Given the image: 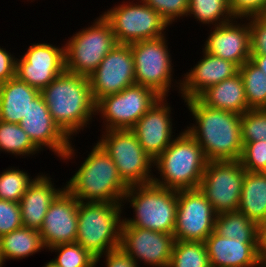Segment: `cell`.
Listing matches in <instances>:
<instances>
[{
  "instance_id": "obj_1",
  "label": "cell",
  "mask_w": 266,
  "mask_h": 267,
  "mask_svg": "<svg viewBox=\"0 0 266 267\" xmlns=\"http://www.w3.org/2000/svg\"><path fill=\"white\" fill-rule=\"evenodd\" d=\"M184 105L194 122L184 129L202 147L208 161L240 160V114L206 106L198 98L184 100Z\"/></svg>"
},
{
  "instance_id": "obj_2",
  "label": "cell",
  "mask_w": 266,
  "mask_h": 267,
  "mask_svg": "<svg viewBox=\"0 0 266 267\" xmlns=\"http://www.w3.org/2000/svg\"><path fill=\"white\" fill-rule=\"evenodd\" d=\"M40 94L53 121L70 140L98 120L87 76L64 70Z\"/></svg>"
},
{
  "instance_id": "obj_3",
  "label": "cell",
  "mask_w": 266,
  "mask_h": 267,
  "mask_svg": "<svg viewBox=\"0 0 266 267\" xmlns=\"http://www.w3.org/2000/svg\"><path fill=\"white\" fill-rule=\"evenodd\" d=\"M76 168L65 188L81 202H112L122 204L128 186L106 151L96 142Z\"/></svg>"
},
{
  "instance_id": "obj_4",
  "label": "cell",
  "mask_w": 266,
  "mask_h": 267,
  "mask_svg": "<svg viewBox=\"0 0 266 267\" xmlns=\"http://www.w3.org/2000/svg\"><path fill=\"white\" fill-rule=\"evenodd\" d=\"M175 135L171 144L154 160L156 170L153 171L158 175H153L152 183L175 191L196 189L208 160L202 147L185 129Z\"/></svg>"
},
{
  "instance_id": "obj_5",
  "label": "cell",
  "mask_w": 266,
  "mask_h": 267,
  "mask_svg": "<svg viewBox=\"0 0 266 267\" xmlns=\"http://www.w3.org/2000/svg\"><path fill=\"white\" fill-rule=\"evenodd\" d=\"M127 205L134 213L132 217L123 216L121 227H139L173 234L177 214V191L154 183L129 186L122 201L123 211Z\"/></svg>"
},
{
  "instance_id": "obj_6",
  "label": "cell",
  "mask_w": 266,
  "mask_h": 267,
  "mask_svg": "<svg viewBox=\"0 0 266 267\" xmlns=\"http://www.w3.org/2000/svg\"><path fill=\"white\" fill-rule=\"evenodd\" d=\"M124 212L122 204L79 201L76 242L94 257L119 247Z\"/></svg>"
},
{
  "instance_id": "obj_7",
  "label": "cell",
  "mask_w": 266,
  "mask_h": 267,
  "mask_svg": "<svg viewBox=\"0 0 266 267\" xmlns=\"http://www.w3.org/2000/svg\"><path fill=\"white\" fill-rule=\"evenodd\" d=\"M166 36L130 44L136 84L151 88L161 97H168L175 89L180 94L181 90V79L173 78L175 66Z\"/></svg>"
},
{
  "instance_id": "obj_8",
  "label": "cell",
  "mask_w": 266,
  "mask_h": 267,
  "mask_svg": "<svg viewBox=\"0 0 266 267\" xmlns=\"http://www.w3.org/2000/svg\"><path fill=\"white\" fill-rule=\"evenodd\" d=\"M93 21L64 41L66 71L88 77L117 44L111 25L102 14Z\"/></svg>"
},
{
  "instance_id": "obj_9",
  "label": "cell",
  "mask_w": 266,
  "mask_h": 267,
  "mask_svg": "<svg viewBox=\"0 0 266 267\" xmlns=\"http://www.w3.org/2000/svg\"><path fill=\"white\" fill-rule=\"evenodd\" d=\"M123 0L101 12L111 25L117 44L132 43L162 37L169 24L142 0Z\"/></svg>"
},
{
  "instance_id": "obj_10",
  "label": "cell",
  "mask_w": 266,
  "mask_h": 267,
  "mask_svg": "<svg viewBox=\"0 0 266 267\" xmlns=\"http://www.w3.org/2000/svg\"><path fill=\"white\" fill-rule=\"evenodd\" d=\"M97 143L111 157L123 182L129 186L152 183L154 160L131 129L101 131Z\"/></svg>"
},
{
  "instance_id": "obj_11",
  "label": "cell",
  "mask_w": 266,
  "mask_h": 267,
  "mask_svg": "<svg viewBox=\"0 0 266 267\" xmlns=\"http://www.w3.org/2000/svg\"><path fill=\"white\" fill-rule=\"evenodd\" d=\"M160 98L151 88L134 84L100 98L95 105V115L103 121L102 131L132 129Z\"/></svg>"
},
{
  "instance_id": "obj_12",
  "label": "cell",
  "mask_w": 266,
  "mask_h": 267,
  "mask_svg": "<svg viewBox=\"0 0 266 267\" xmlns=\"http://www.w3.org/2000/svg\"><path fill=\"white\" fill-rule=\"evenodd\" d=\"M245 173L239 160L208 161L198 188L216 214L238 210Z\"/></svg>"
},
{
  "instance_id": "obj_13",
  "label": "cell",
  "mask_w": 266,
  "mask_h": 267,
  "mask_svg": "<svg viewBox=\"0 0 266 267\" xmlns=\"http://www.w3.org/2000/svg\"><path fill=\"white\" fill-rule=\"evenodd\" d=\"M19 125L40 152L49 149L66 164L70 159L75 160L78 157L76 154L79 152L74 148L73 140H70L53 121L41 94L31 102L27 115Z\"/></svg>"
},
{
  "instance_id": "obj_14",
  "label": "cell",
  "mask_w": 266,
  "mask_h": 267,
  "mask_svg": "<svg viewBox=\"0 0 266 267\" xmlns=\"http://www.w3.org/2000/svg\"><path fill=\"white\" fill-rule=\"evenodd\" d=\"M216 215L199 188L177 191L175 240L205 242L214 231Z\"/></svg>"
},
{
  "instance_id": "obj_15",
  "label": "cell",
  "mask_w": 266,
  "mask_h": 267,
  "mask_svg": "<svg viewBox=\"0 0 266 267\" xmlns=\"http://www.w3.org/2000/svg\"><path fill=\"white\" fill-rule=\"evenodd\" d=\"M30 43L23 55L16 58L15 76L38 90L47 87L65 70L64 43Z\"/></svg>"
},
{
  "instance_id": "obj_16",
  "label": "cell",
  "mask_w": 266,
  "mask_h": 267,
  "mask_svg": "<svg viewBox=\"0 0 266 267\" xmlns=\"http://www.w3.org/2000/svg\"><path fill=\"white\" fill-rule=\"evenodd\" d=\"M88 78L95 103L136 84L130 45L116 44Z\"/></svg>"
},
{
  "instance_id": "obj_17",
  "label": "cell",
  "mask_w": 266,
  "mask_h": 267,
  "mask_svg": "<svg viewBox=\"0 0 266 267\" xmlns=\"http://www.w3.org/2000/svg\"><path fill=\"white\" fill-rule=\"evenodd\" d=\"M175 237L139 227H121V248L139 266L169 267Z\"/></svg>"
},
{
  "instance_id": "obj_18",
  "label": "cell",
  "mask_w": 266,
  "mask_h": 267,
  "mask_svg": "<svg viewBox=\"0 0 266 267\" xmlns=\"http://www.w3.org/2000/svg\"><path fill=\"white\" fill-rule=\"evenodd\" d=\"M167 97H161L155 104L136 122L131 129L144 152L155 160L176 137L173 128L172 107Z\"/></svg>"
},
{
  "instance_id": "obj_19",
  "label": "cell",
  "mask_w": 266,
  "mask_h": 267,
  "mask_svg": "<svg viewBox=\"0 0 266 267\" xmlns=\"http://www.w3.org/2000/svg\"><path fill=\"white\" fill-rule=\"evenodd\" d=\"M79 201L64 188L51 202L39 230L46 251L77 239Z\"/></svg>"
},
{
  "instance_id": "obj_20",
  "label": "cell",
  "mask_w": 266,
  "mask_h": 267,
  "mask_svg": "<svg viewBox=\"0 0 266 267\" xmlns=\"http://www.w3.org/2000/svg\"><path fill=\"white\" fill-rule=\"evenodd\" d=\"M209 29L211 30L202 46L204 51L231 61L238 67L250 60L249 18H234L228 23Z\"/></svg>"
},
{
  "instance_id": "obj_21",
  "label": "cell",
  "mask_w": 266,
  "mask_h": 267,
  "mask_svg": "<svg viewBox=\"0 0 266 267\" xmlns=\"http://www.w3.org/2000/svg\"><path fill=\"white\" fill-rule=\"evenodd\" d=\"M202 57L195 66L181 77L179 96L183 100L198 98L205 90L239 72V67L228 60L207 53L202 49Z\"/></svg>"
},
{
  "instance_id": "obj_22",
  "label": "cell",
  "mask_w": 266,
  "mask_h": 267,
  "mask_svg": "<svg viewBox=\"0 0 266 267\" xmlns=\"http://www.w3.org/2000/svg\"><path fill=\"white\" fill-rule=\"evenodd\" d=\"M205 245L210 267H261L258 240L229 239L213 231Z\"/></svg>"
},
{
  "instance_id": "obj_23",
  "label": "cell",
  "mask_w": 266,
  "mask_h": 267,
  "mask_svg": "<svg viewBox=\"0 0 266 267\" xmlns=\"http://www.w3.org/2000/svg\"><path fill=\"white\" fill-rule=\"evenodd\" d=\"M39 173L19 201L23 226L36 230L41 229L51 202L65 188L64 182L57 187L49 173Z\"/></svg>"
},
{
  "instance_id": "obj_24",
  "label": "cell",
  "mask_w": 266,
  "mask_h": 267,
  "mask_svg": "<svg viewBox=\"0 0 266 267\" xmlns=\"http://www.w3.org/2000/svg\"><path fill=\"white\" fill-rule=\"evenodd\" d=\"M39 95L40 90L16 76L0 84V120L19 124L27 115L31 102Z\"/></svg>"
},
{
  "instance_id": "obj_25",
  "label": "cell",
  "mask_w": 266,
  "mask_h": 267,
  "mask_svg": "<svg viewBox=\"0 0 266 267\" xmlns=\"http://www.w3.org/2000/svg\"><path fill=\"white\" fill-rule=\"evenodd\" d=\"M198 99L206 106L242 115L251 108L248 106L242 76H234L209 87Z\"/></svg>"
},
{
  "instance_id": "obj_26",
  "label": "cell",
  "mask_w": 266,
  "mask_h": 267,
  "mask_svg": "<svg viewBox=\"0 0 266 267\" xmlns=\"http://www.w3.org/2000/svg\"><path fill=\"white\" fill-rule=\"evenodd\" d=\"M238 212L257 224L266 221V175L246 171Z\"/></svg>"
},
{
  "instance_id": "obj_27",
  "label": "cell",
  "mask_w": 266,
  "mask_h": 267,
  "mask_svg": "<svg viewBox=\"0 0 266 267\" xmlns=\"http://www.w3.org/2000/svg\"><path fill=\"white\" fill-rule=\"evenodd\" d=\"M46 250L39 230L22 226L0 237V251L4 263L22 260Z\"/></svg>"
},
{
  "instance_id": "obj_28",
  "label": "cell",
  "mask_w": 266,
  "mask_h": 267,
  "mask_svg": "<svg viewBox=\"0 0 266 267\" xmlns=\"http://www.w3.org/2000/svg\"><path fill=\"white\" fill-rule=\"evenodd\" d=\"M214 232L236 240H258V224L238 211L216 215Z\"/></svg>"
},
{
  "instance_id": "obj_29",
  "label": "cell",
  "mask_w": 266,
  "mask_h": 267,
  "mask_svg": "<svg viewBox=\"0 0 266 267\" xmlns=\"http://www.w3.org/2000/svg\"><path fill=\"white\" fill-rule=\"evenodd\" d=\"M39 151L19 124L0 120V154L26 158L38 155Z\"/></svg>"
},
{
  "instance_id": "obj_30",
  "label": "cell",
  "mask_w": 266,
  "mask_h": 267,
  "mask_svg": "<svg viewBox=\"0 0 266 267\" xmlns=\"http://www.w3.org/2000/svg\"><path fill=\"white\" fill-rule=\"evenodd\" d=\"M193 17L203 26L215 27L234 19L229 0H189L187 17ZM205 24V25H204Z\"/></svg>"
},
{
  "instance_id": "obj_31",
  "label": "cell",
  "mask_w": 266,
  "mask_h": 267,
  "mask_svg": "<svg viewBox=\"0 0 266 267\" xmlns=\"http://www.w3.org/2000/svg\"><path fill=\"white\" fill-rule=\"evenodd\" d=\"M245 96L251 109L266 108V75L250 60L239 67Z\"/></svg>"
},
{
  "instance_id": "obj_32",
  "label": "cell",
  "mask_w": 266,
  "mask_h": 267,
  "mask_svg": "<svg viewBox=\"0 0 266 267\" xmlns=\"http://www.w3.org/2000/svg\"><path fill=\"white\" fill-rule=\"evenodd\" d=\"M169 267H210L205 242L175 240Z\"/></svg>"
},
{
  "instance_id": "obj_33",
  "label": "cell",
  "mask_w": 266,
  "mask_h": 267,
  "mask_svg": "<svg viewBox=\"0 0 266 267\" xmlns=\"http://www.w3.org/2000/svg\"><path fill=\"white\" fill-rule=\"evenodd\" d=\"M39 173L33 178L27 171L19 167H8L0 173V200H9L19 203L30 184Z\"/></svg>"
},
{
  "instance_id": "obj_34",
  "label": "cell",
  "mask_w": 266,
  "mask_h": 267,
  "mask_svg": "<svg viewBox=\"0 0 266 267\" xmlns=\"http://www.w3.org/2000/svg\"><path fill=\"white\" fill-rule=\"evenodd\" d=\"M48 251L57 253L51 260L60 267H95L96 257L77 242L56 245Z\"/></svg>"
},
{
  "instance_id": "obj_35",
  "label": "cell",
  "mask_w": 266,
  "mask_h": 267,
  "mask_svg": "<svg viewBox=\"0 0 266 267\" xmlns=\"http://www.w3.org/2000/svg\"><path fill=\"white\" fill-rule=\"evenodd\" d=\"M242 142H266V108L250 109L241 115Z\"/></svg>"
},
{
  "instance_id": "obj_36",
  "label": "cell",
  "mask_w": 266,
  "mask_h": 267,
  "mask_svg": "<svg viewBox=\"0 0 266 267\" xmlns=\"http://www.w3.org/2000/svg\"><path fill=\"white\" fill-rule=\"evenodd\" d=\"M240 163L248 172H263L266 169V142H243Z\"/></svg>"
},
{
  "instance_id": "obj_37",
  "label": "cell",
  "mask_w": 266,
  "mask_h": 267,
  "mask_svg": "<svg viewBox=\"0 0 266 267\" xmlns=\"http://www.w3.org/2000/svg\"><path fill=\"white\" fill-rule=\"evenodd\" d=\"M145 4L159 13L172 26L183 17H187L189 0H142ZM181 17V18H180Z\"/></svg>"
},
{
  "instance_id": "obj_38",
  "label": "cell",
  "mask_w": 266,
  "mask_h": 267,
  "mask_svg": "<svg viewBox=\"0 0 266 267\" xmlns=\"http://www.w3.org/2000/svg\"><path fill=\"white\" fill-rule=\"evenodd\" d=\"M22 226L19 203L9 200H0V237Z\"/></svg>"
},
{
  "instance_id": "obj_39",
  "label": "cell",
  "mask_w": 266,
  "mask_h": 267,
  "mask_svg": "<svg viewBox=\"0 0 266 267\" xmlns=\"http://www.w3.org/2000/svg\"><path fill=\"white\" fill-rule=\"evenodd\" d=\"M251 55H266V15L249 18Z\"/></svg>"
},
{
  "instance_id": "obj_40",
  "label": "cell",
  "mask_w": 266,
  "mask_h": 267,
  "mask_svg": "<svg viewBox=\"0 0 266 267\" xmlns=\"http://www.w3.org/2000/svg\"><path fill=\"white\" fill-rule=\"evenodd\" d=\"M229 10L238 19L266 15V0H229Z\"/></svg>"
},
{
  "instance_id": "obj_41",
  "label": "cell",
  "mask_w": 266,
  "mask_h": 267,
  "mask_svg": "<svg viewBox=\"0 0 266 267\" xmlns=\"http://www.w3.org/2000/svg\"><path fill=\"white\" fill-rule=\"evenodd\" d=\"M101 258H104V267H141L121 248V246L114 248L103 255L97 256L95 267H97L98 262L102 260Z\"/></svg>"
},
{
  "instance_id": "obj_42",
  "label": "cell",
  "mask_w": 266,
  "mask_h": 267,
  "mask_svg": "<svg viewBox=\"0 0 266 267\" xmlns=\"http://www.w3.org/2000/svg\"><path fill=\"white\" fill-rule=\"evenodd\" d=\"M16 56L0 46V84L15 77Z\"/></svg>"
},
{
  "instance_id": "obj_43",
  "label": "cell",
  "mask_w": 266,
  "mask_h": 267,
  "mask_svg": "<svg viewBox=\"0 0 266 267\" xmlns=\"http://www.w3.org/2000/svg\"><path fill=\"white\" fill-rule=\"evenodd\" d=\"M258 254L260 258L266 254V221L258 224Z\"/></svg>"
},
{
  "instance_id": "obj_44",
  "label": "cell",
  "mask_w": 266,
  "mask_h": 267,
  "mask_svg": "<svg viewBox=\"0 0 266 267\" xmlns=\"http://www.w3.org/2000/svg\"><path fill=\"white\" fill-rule=\"evenodd\" d=\"M250 61L266 75V55H251Z\"/></svg>"
},
{
  "instance_id": "obj_45",
  "label": "cell",
  "mask_w": 266,
  "mask_h": 267,
  "mask_svg": "<svg viewBox=\"0 0 266 267\" xmlns=\"http://www.w3.org/2000/svg\"><path fill=\"white\" fill-rule=\"evenodd\" d=\"M42 267H60V266H58L53 260H50L44 263Z\"/></svg>"
},
{
  "instance_id": "obj_46",
  "label": "cell",
  "mask_w": 266,
  "mask_h": 267,
  "mask_svg": "<svg viewBox=\"0 0 266 267\" xmlns=\"http://www.w3.org/2000/svg\"><path fill=\"white\" fill-rule=\"evenodd\" d=\"M261 267H266V254L261 258Z\"/></svg>"
},
{
  "instance_id": "obj_47",
  "label": "cell",
  "mask_w": 266,
  "mask_h": 267,
  "mask_svg": "<svg viewBox=\"0 0 266 267\" xmlns=\"http://www.w3.org/2000/svg\"><path fill=\"white\" fill-rule=\"evenodd\" d=\"M4 264H5V263H4L3 259H2L1 251H0V267H4V266H3Z\"/></svg>"
}]
</instances>
